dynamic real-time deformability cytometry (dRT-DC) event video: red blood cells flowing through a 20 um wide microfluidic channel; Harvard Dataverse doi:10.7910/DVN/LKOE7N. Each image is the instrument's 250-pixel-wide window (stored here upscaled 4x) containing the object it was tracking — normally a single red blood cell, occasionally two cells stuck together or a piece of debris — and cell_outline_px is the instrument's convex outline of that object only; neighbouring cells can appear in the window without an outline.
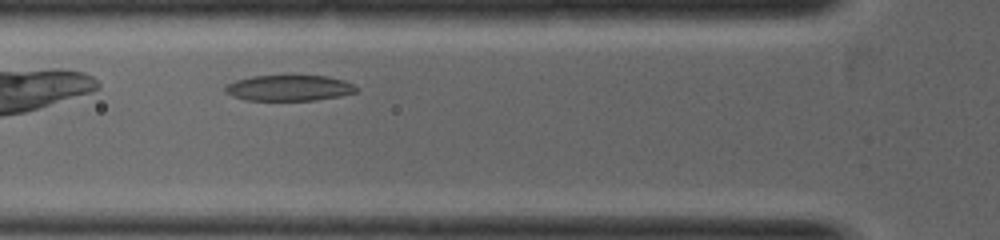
{"species": "common noctule bat (a hibernating species)", "species_latin": "Nyctalus noctula", "temperature_condition": "warm", "stored_images_in_passage": 25, "camera_frame_rate_fps": 5000, "um_per_image_px": 0.085, "animal": {"sex": "female", "body_mass_g": 19.0, "forearm_length_mm": 53.3}, "frame": {"image": 1, "passage_image": 3, "time_ms": 0.4, "image_size_px": [1000, 240], "cell_outline_px": [[360, 88], [356, 92], [340, 96], [316, 100], [244, 100], [232, 96], [224, 92], [224, 84], [236, 80], [252, 76], [328, 76], [344, 80]], "centroid_in_image_um": [24.55, 7.48], "position_along_channel_um": 101.3, "area_um2": 19.83}}